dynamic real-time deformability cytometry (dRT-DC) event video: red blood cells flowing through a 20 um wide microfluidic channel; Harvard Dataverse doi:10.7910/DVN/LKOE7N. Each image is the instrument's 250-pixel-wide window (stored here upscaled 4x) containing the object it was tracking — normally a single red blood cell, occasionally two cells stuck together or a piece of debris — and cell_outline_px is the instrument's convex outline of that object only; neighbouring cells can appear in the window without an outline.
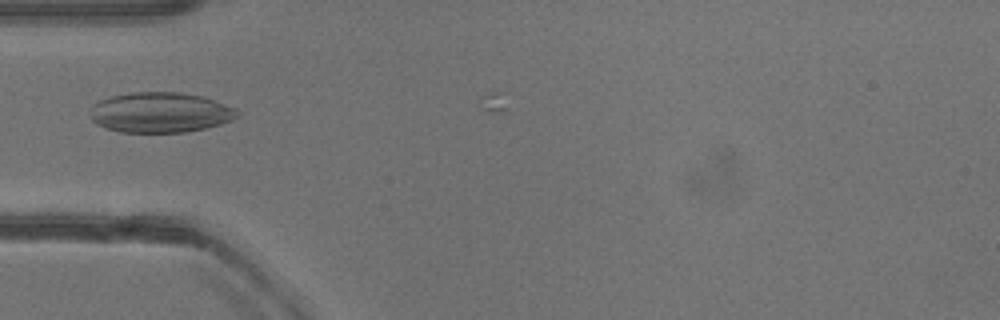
{"species": "common noctule bat (a hibernating species)", "species_latin": "Nyctalus noctula", "temperature_condition": "warm", "stored_images_in_passage": 10, "camera_frame_rate_fps": 3000, "um_per_image_px": 0.085, "animal": {"sex": "female"}, "frame": {"image": 1, "passage_image": 9, "time_ms": 2.667, "image_size_px": [1000, 320], "cell_outline_px": [[240, 116], [232, 120], [220, 124], [204, 128], [184, 132], [120, 132], [104, 128], [96, 124], [92, 120], [88, 108], [92, 104], [108, 96], [132, 92], [180, 92], [200, 96], [236, 108], [240, 112]], "centroid_in_image_um": [13.57, 9.55], "position_along_channel_um": 71.4, "area_um2": 34.8}}